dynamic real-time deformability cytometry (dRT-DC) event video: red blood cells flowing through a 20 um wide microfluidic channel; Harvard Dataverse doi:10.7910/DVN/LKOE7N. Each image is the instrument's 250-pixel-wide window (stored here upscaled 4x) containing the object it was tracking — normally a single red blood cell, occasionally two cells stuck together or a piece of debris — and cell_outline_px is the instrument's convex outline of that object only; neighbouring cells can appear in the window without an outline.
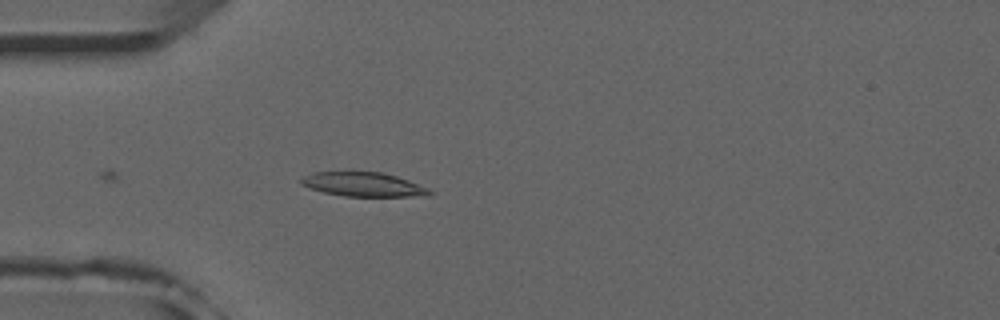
{"species": "common noctule bat (a hibernating species)", "species_latin": "Nyctalus noctula", "temperature_condition": "room temperature", "stored_images_in_passage": 10, "camera_frame_rate_fps": 3000, "um_per_image_px": 0.085, "animal": {"sex": "male", "forearm_length_mm": 52.5}, "frame": {"image": 1, "passage_image": 4, "time_ms": 1.0, "image_size_px": [1000, 320], "cell_outline_px": [[436, 192], [428, 196], [344, 196], [324, 192], [308, 188], [300, 184], [300, 180], [304, 176], [312, 172], [352, 168], [384, 172], [408, 180], [428, 188]], "centroid_in_image_um": [30.83, 15.61], "position_along_channel_um": 54.2, "area_um2": 19.19}}
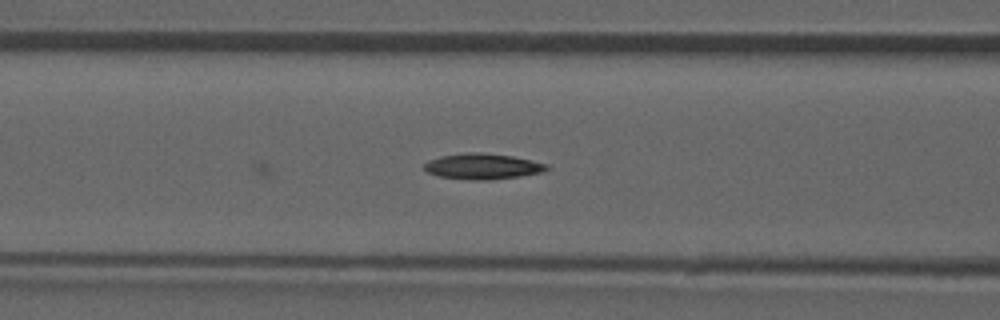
{"frame": {"image": 2, "passage_image": 10, "time_ms": 3.0, "image_size_px": [1000, 320], "cell_outline_px": [[548, 168], [540, 172], [520, 176], [488, 180], [472, 180], [440, 176], [428, 172], [424, 168], [424, 164], [428, 160], [440, 156], [468, 152], [480, 152], [512, 156], [548, 164]], "centroid_in_image_um": [40.99, 14.13], "position_along_channel_um": 125.6, "area_um2": 18.15}}